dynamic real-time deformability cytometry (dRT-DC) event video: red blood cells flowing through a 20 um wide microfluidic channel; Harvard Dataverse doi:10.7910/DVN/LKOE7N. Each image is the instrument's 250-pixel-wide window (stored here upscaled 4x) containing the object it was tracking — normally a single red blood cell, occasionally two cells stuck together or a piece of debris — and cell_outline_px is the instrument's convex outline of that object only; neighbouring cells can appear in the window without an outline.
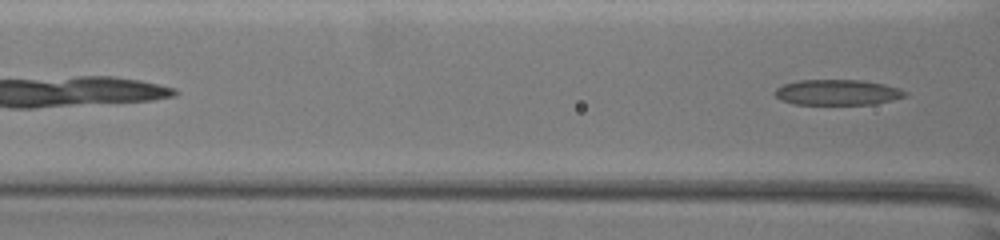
{"species": "common noctule bat (a hibernating species)", "species_latin": "Nyctalus noctula", "temperature_condition": "warm", "stored_images_in_passage": 3, "segment_of_instrument_passage": [2, 2], "camera_frame_rate_fps": 3000, "um_per_image_px": 0.085, "animal": {"sex": "female", "body_mass_g": 19.5, "forearm_length_mm": 54.1}, "frame": {"image": 1, "passage_image": 3, "time_ms": 0.667, "image_size_px": [1000, 240], "cell_outline_px": [[748, 192], [724, 196], [692, 196], [636, 192], [636, 180], [724, 180], [736, 184]], "centroid_in_image_um": [58.6, 15.95], "position_along_channel_um": 108.0, "area_um2": 10.92}}